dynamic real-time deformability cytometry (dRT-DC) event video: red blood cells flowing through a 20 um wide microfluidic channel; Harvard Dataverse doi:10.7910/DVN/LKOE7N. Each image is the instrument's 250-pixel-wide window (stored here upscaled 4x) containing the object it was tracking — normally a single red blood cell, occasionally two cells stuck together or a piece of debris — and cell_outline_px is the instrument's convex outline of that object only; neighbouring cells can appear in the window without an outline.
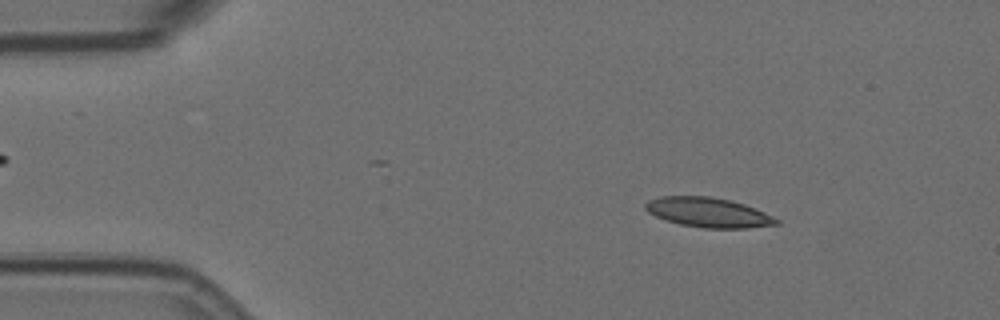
{"species": "Egyptian fruit bat (a non-hibernating species)", "species_latin": "Rousettus aegyptiacus", "temperature_condition": "room temperature", "stored_images_in_passage": 41, "camera_frame_rate_fps": 3000, "um_per_image_px": 0.085, "animal": {"sex": "female"}, "frame": {"image": 1, "passage_image": 4, "time_ms": 1.0, "image_size_px": [1000, 320], "cell_outline_px": [[780, 224], [748, 228], [704, 228], [680, 224], [664, 220], [648, 212], [644, 208], [644, 204], [648, 200], [660, 196], [708, 196], [728, 200], [744, 204], [764, 212], [780, 220]], "centroid_in_image_um": [60.18, 18.06], "position_along_channel_um": 24.8, "area_um2": 22.66}}
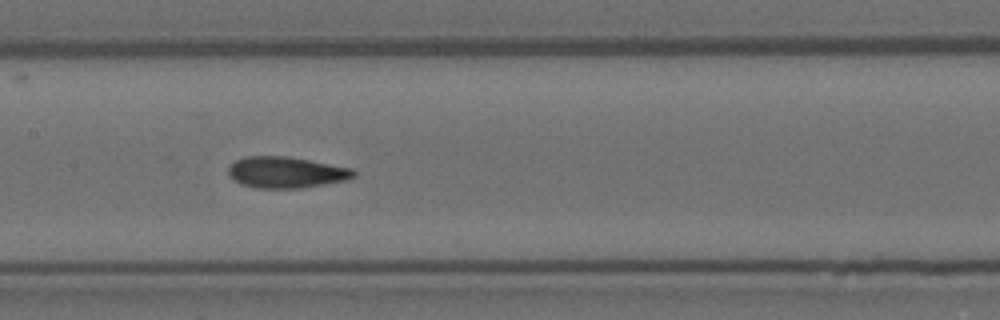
{"frame": {"image": 2, "passage_image": 23, "time_ms": 7.333, "image_size_px": [1000, 320], "cell_outline_px": [[356, 176], [348, 180], [300, 188], [256, 188], [240, 184], [228, 172], [228, 168], [236, 160], [244, 156], [288, 156], [352, 168], [356, 172]], "centroid_in_image_um": [24.35, 14.65], "position_along_channel_um": 183.1, "area_um2": 22.77}}
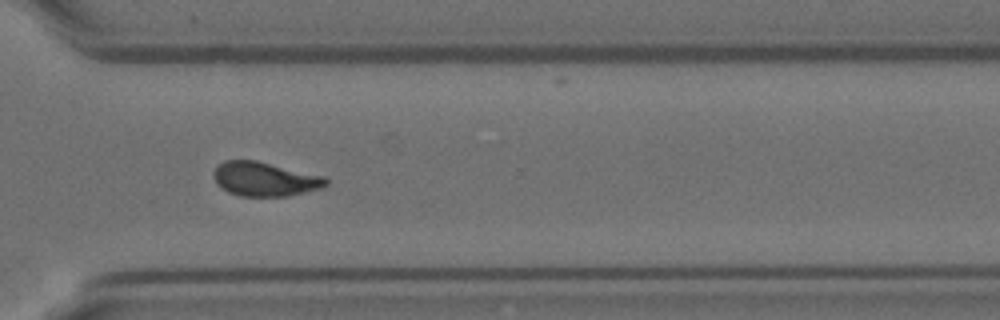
{"frame": {"image": 3, "passage_image": 37, "time_ms": 12.0, "image_size_px": [1000, 320], "cell_outline_px": [[328, 184], [324, 188], [288, 196], [240, 196], [228, 192], [216, 184], [212, 176], [212, 172], [224, 160], [256, 160], [324, 176], [328, 180]], "centroid_in_image_um": [22.51, 15.22], "position_along_channel_um": 348.1, "area_um2": 22.54}, "authors_computed_cell_mechanics": {"area_um2": 22.6576, "velocity_mm_per_s": 3.5462, "shape_relaxation_time_tau1_ms": 7.9678, "shape_relaxation_time_tau2_ms": 1.5448, "deformation_change_tau1": 0.1997, "deformation_change_tau2": 0.076}}